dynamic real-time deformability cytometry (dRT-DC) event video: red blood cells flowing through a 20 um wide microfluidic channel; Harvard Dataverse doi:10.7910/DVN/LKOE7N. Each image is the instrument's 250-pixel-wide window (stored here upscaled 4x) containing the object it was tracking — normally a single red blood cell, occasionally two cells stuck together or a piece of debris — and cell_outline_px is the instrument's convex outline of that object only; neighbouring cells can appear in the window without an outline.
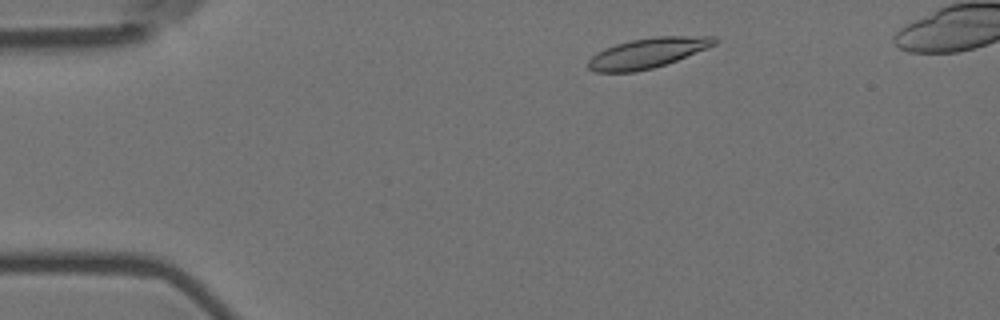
{"species": "Egyptian fruit bat (a non-hibernating species)", "species_latin": "Rousettus aegyptiacus", "temperature_condition": "room temperature", "stored_images_in_passage": 11, "camera_frame_rate_fps": 3000, "um_per_image_px": 0.085, "animal": {"sex": "female"}, "frame": {"image": 1, "passage_image": 5, "time_ms": 1.333, "image_size_px": [1000, 320], "cell_outline_px": [[720, 40], [716, 44], [708, 48], [676, 60], [652, 68], [636, 72], [596, 72], [588, 68], [588, 60], [592, 56], [604, 48], [616, 44], [632, 40], [652, 36], [716, 36]], "centroid_in_image_um": [55.07, 4.49], "position_along_channel_um": 29.9, "area_um2": 22.14}}